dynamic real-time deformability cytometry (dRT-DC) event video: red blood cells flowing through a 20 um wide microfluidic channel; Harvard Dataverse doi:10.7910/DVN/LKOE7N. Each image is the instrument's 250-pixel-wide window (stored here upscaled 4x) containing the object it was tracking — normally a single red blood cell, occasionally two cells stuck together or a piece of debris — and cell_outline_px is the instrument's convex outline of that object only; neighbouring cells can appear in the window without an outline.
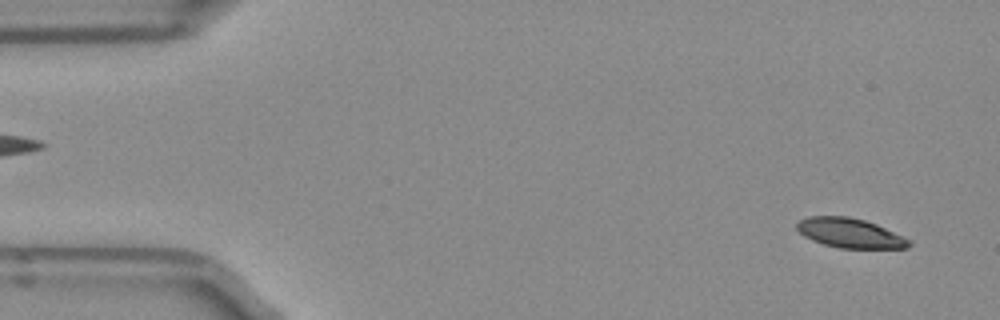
{"species": "Egyptian fruit bat (a non-hibernating species)", "species_latin": "Rousettus aegyptiacus", "temperature_condition": "room temperature", "stored_images_in_passage": 12, "camera_frame_rate_fps": 3000, "um_per_image_px": 0.085, "frame": {"image": 1, "passage_image": 2, "time_ms": 0.333, "image_size_px": [1000, 320], "cell_outline_px": [[912, 244], [908, 248], [840, 248], [824, 244], [812, 240], [804, 236], [796, 228], [796, 224], [800, 220], [808, 216], [848, 216], [864, 220], [876, 224], [912, 240]], "centroid_in_image_um": [72.26, 19.81], "position_along_channel_um": 12.7, "area_um2": 19.31}}